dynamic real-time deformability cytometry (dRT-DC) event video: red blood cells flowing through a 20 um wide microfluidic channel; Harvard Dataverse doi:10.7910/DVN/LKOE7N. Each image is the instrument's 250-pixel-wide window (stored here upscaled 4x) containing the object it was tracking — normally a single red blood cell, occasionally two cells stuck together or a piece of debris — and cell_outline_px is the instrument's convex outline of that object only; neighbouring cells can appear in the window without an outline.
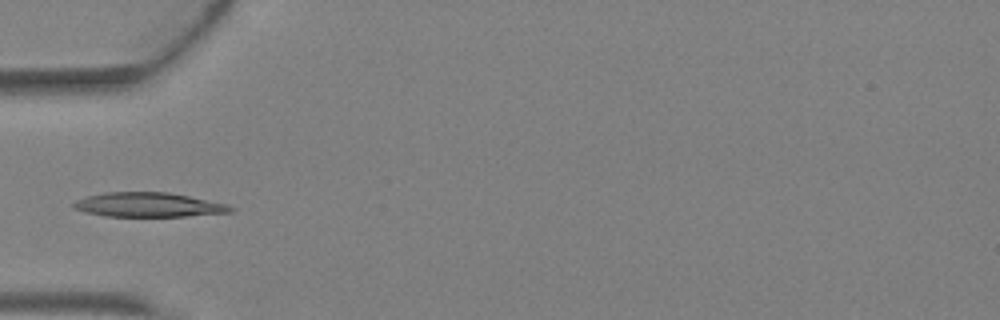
{"species": "Egyptian fruit bat (a non-hibernating species)", "species_latin": "Rousettus aegyptiacus", "temperature_condition": "warm", "stored_images_in_passage": 3, "camera_frame_rate_fps": 3000, "um_per_image_px": 0.085, "animal": {"sex": "female"}, "frame": {"image": 1, "passage_image": 3, "time_ms": 0.667, "image_size_px": [1000, 320], "cell_outline_px": [[236, 208], [232, 212], [184, 216], [104, 216], [84, 212], [72, 208], [72, 204], [76, 200], [88, 196], [104, 192], [168, 192], [228, 204]], "centroid_in_image_um": [12.6, 17.41], "position_along_channel_um": 72.4, "area_um2": 22.31}}